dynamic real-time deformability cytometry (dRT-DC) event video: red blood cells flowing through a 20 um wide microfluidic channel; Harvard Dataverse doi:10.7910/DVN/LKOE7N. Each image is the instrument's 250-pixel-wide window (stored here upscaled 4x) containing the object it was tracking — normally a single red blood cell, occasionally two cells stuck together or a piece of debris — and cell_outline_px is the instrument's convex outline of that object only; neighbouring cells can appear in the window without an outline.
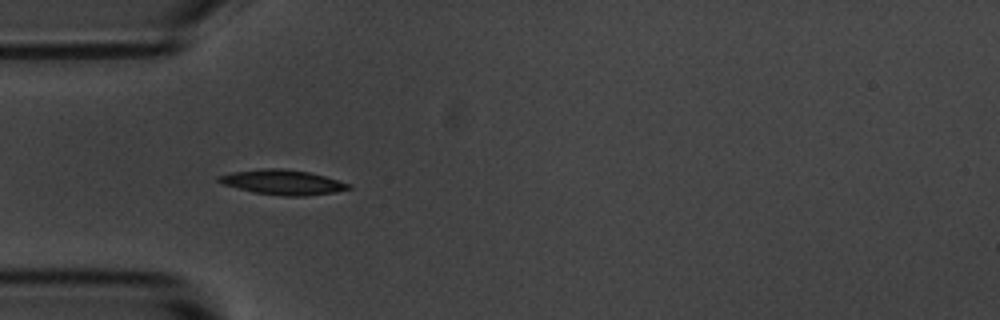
{"species": "common noctule bat (a hibernating species)", "species_latin": "Nyctalus noctula", "temperature_condition": "room temperature", "stored_images_in_passage": 3, "camera_frame_rate_fps": 3000, "um_per_image_px": 0.085, "animal": {"sex": "male", "body_mass_g": 20.1, "forearm_length_mm": 53.5}, "frame": {"image": 1, "passage_image": 2, "time_ms": 1.333, "image_size_px": [1000, 320], "cell_outline_px": [[352, 188], [336, 192], [304, 196], [284, 196], [252, 192], [224, 184], [216, 180], [216, 176], [232, 172], [260, 168], [284, 168], [308, 172], [324, 176], [348, 184]], "centroid_in_image_um": [23.98, 15.48], "position_along_channel_um": 61.0, "area_um2": 18.73}}